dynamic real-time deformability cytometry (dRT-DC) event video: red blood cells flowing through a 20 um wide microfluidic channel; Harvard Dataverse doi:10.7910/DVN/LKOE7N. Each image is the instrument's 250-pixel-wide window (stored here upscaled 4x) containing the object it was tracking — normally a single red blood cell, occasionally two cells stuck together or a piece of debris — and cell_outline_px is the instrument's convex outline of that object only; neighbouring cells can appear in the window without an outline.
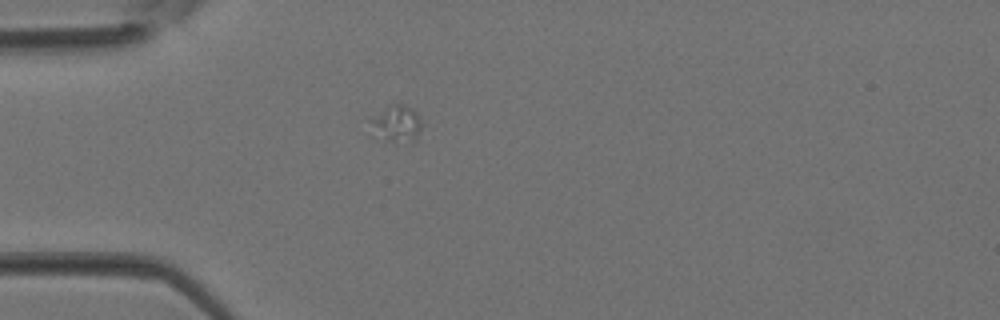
{"species": "Egyptian fruit bat (a non-hibernating species)", "species_latin": "Rousettus aegyptiacus", "temperature_condition": "room temperature", "stored_images_in_passage": 1, "camera_frame_rate_fps": 3000, "um_per_image_px": 0.085, "animal": {"sex": "female"}, "frame": {"image": 1, "passage_image": 1, "time_ms": 0.0, "image_size_px": [1000, 320], "cell_outline_px": [[424, 124], [416, 140], [384, 140], [368, 120], [368, 116], [392, 104], [404, 104], [412, 108], [420, 116]], "centroid_in_image_um": [33.75, 10.44], "position_along_channel_um": 51.2, "area_um2": 10.87}}